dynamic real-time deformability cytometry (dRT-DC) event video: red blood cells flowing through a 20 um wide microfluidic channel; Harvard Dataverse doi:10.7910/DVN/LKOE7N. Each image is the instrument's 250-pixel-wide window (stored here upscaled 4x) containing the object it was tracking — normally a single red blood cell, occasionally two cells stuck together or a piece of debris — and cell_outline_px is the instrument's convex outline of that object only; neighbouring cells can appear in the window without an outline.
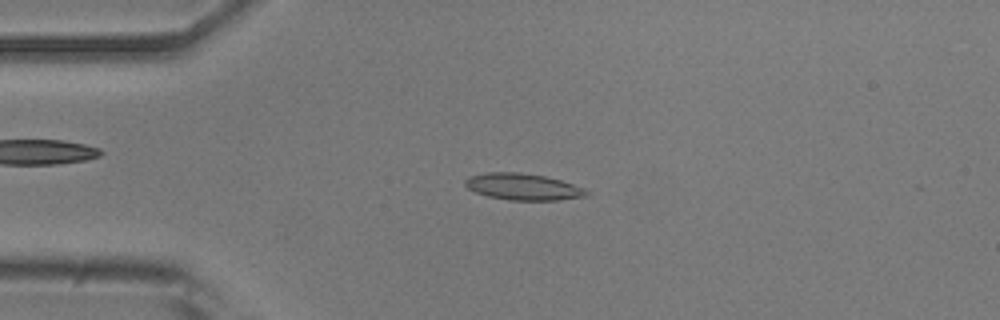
{"species": "common noctule bat (a hibernating species)", "species_latin": "Nyctalus noctula", "temperature_condition": "room temperature", "stored_images_in_passage": 5, "camera_frame_rate_fps": 3000, "um_per_image_px": 0.085, "animal": {"sex": "male", "body_mass_g": 20.5, "forearm_length_mm": 52.5}, "frame": {"image": 1, "passage_image": 2, "time_ms": 0.333, "image_size_px": [1000, 320], "cell_outline_px": [[588, 196], [560, 200], [508, 200], [488, 196], [476, 192], [468, 188], [464, 184], [464, 180], [468, 176], [488, 172], [520, 172], [544, 176], [560, 180], [584, 188], [588, 192]], "centroid_in_image_um": [44.44, 15.87], "position_along_channel_um": 40.6, "area_um2": 18.79}}
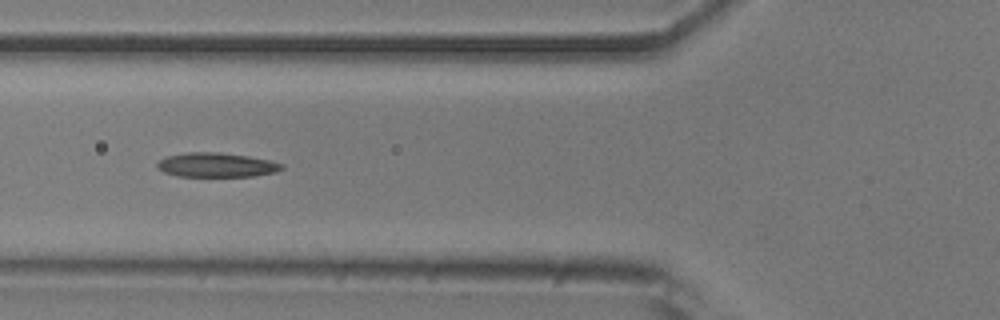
{"frame": {"image": 2, "passage_image": 4, "time_ms": 1.0, "image_size_px": [1000, 320], "cell_outline_px": [[284, 168], [276, 172], [252, 176], [176, 176], [164, 172], [156, 168], [156, 164], [160, 160], [168, 156], [188, 152], [216, 152], [248, 156], [268, 160], [284, 164]], "centroid_in_image_um": [18.39, 14.02], "position_along_channel_um": 107.4, "area_um2": 17.57}}
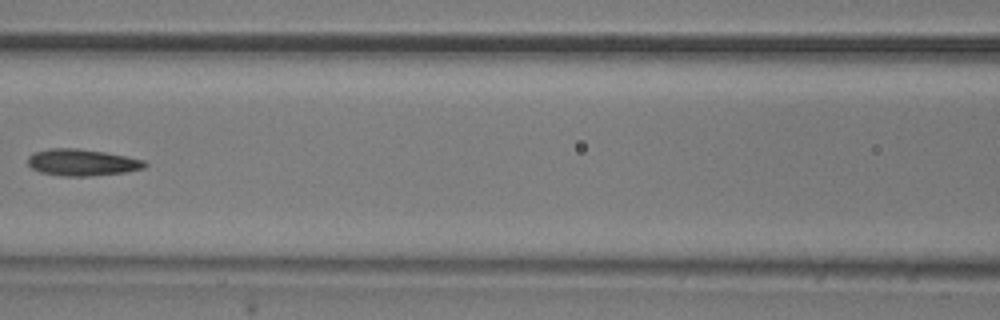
{"frame": {"image": 3, "passage_image": 5, "time_ms": 1.333, "image_size_px": [1000, 320], "cell_outline_px": [[148, 164], [144, 168], [124, 172], [88, 176], [60, 176], [40, 172], [32, 168], [28, 164], [28, 156], [32, 152], [48, 148], [76, 148], [104, 152], [128, 156], [144, 160]], "centroid_in_image_um": [6.95, 13.8], "position_along_channel_um": 159.7, "area_um2": 18.26}}